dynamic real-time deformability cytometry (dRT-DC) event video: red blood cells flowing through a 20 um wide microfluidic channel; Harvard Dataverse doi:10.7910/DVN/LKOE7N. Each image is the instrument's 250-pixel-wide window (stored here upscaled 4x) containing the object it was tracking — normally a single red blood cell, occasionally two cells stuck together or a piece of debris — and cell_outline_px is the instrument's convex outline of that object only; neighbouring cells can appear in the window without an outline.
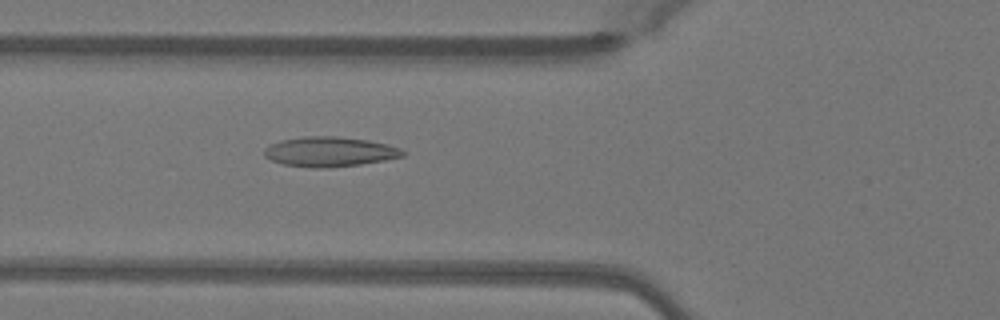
{"species": "Egyptian fruit bat (a non-hibernating species)", "species_latin": "Rousettus aegyptiacus", "temperature_condition": "warm", "stored_images_in_passage": 50, "camera_frame_rate_fps": 3000, "um_per_image_px": 0.085, "animal": {"sex": "female"}, "frame": {"image": 1, "passage_image": 19, "time_ms": 6.0, "image_size_px": [1000, 320], "cell_outline_px": [[404, 156], [384, 160], [360, 164], [328, 168], [312, 168], [284, 164], [272, 160], [264, 156], [264, 148], [280, 140], [304, 136], [336, 136], [368, 140], [388, 144], [400, 148], [404, 152]], "centroid_in_image_um": [28.01, 12.89], "position_along_channel_um": 97.8, "area_um2": 24.04}}
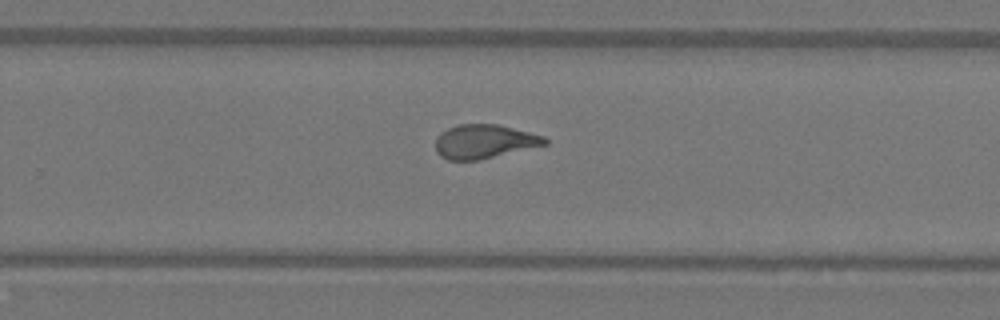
{"frame": {"image": 2, "passage_image": 33, "time_ms": 10.667, "image_size_px": [1000, 320], "cell_outline_px": [[548, 144], [480, 160], [448, 160], [440, 156], [436, 152], [436, 136], [440, 132], [448, 128], [460, 124], [496, 124], [544, 136], [548, 140]], "centroid_in_image_um": [41.14, 12.03], "position_along_channel_um": 288.7, "area_um2": 21.62}}
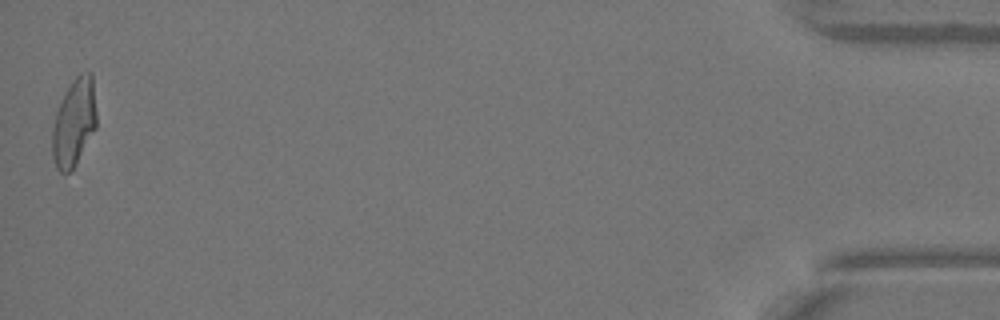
{"frame": {"image": 3, "passage_image": 50, "time_ms": 16.333, "image_size_px": [1000, 320], "cell_outline_px": [[96, 128], [76, 164], [68, 172], [60, 172], [56, 168], [52, 156], [52, 128], [56, 112], [64, 92], [72, 80], [80, 72], [88, 68], [92, 72], [96, 112]], "centroid_in_image_um": [6.3, 10.35], "position_along_channel_um": 428.9, "area_um2": 22.89}, "authors_computed_cell_mechanics": {"area_um2": 22.4553, "velocity_mm_per_s": 4.0869, "shape_relaxation_time_tau1_ms": null, "shape_relaxation_time_tau2_ms": 1.0927, "deformation_change_tau1": null, "deformation_change_tau2": 0.084}}